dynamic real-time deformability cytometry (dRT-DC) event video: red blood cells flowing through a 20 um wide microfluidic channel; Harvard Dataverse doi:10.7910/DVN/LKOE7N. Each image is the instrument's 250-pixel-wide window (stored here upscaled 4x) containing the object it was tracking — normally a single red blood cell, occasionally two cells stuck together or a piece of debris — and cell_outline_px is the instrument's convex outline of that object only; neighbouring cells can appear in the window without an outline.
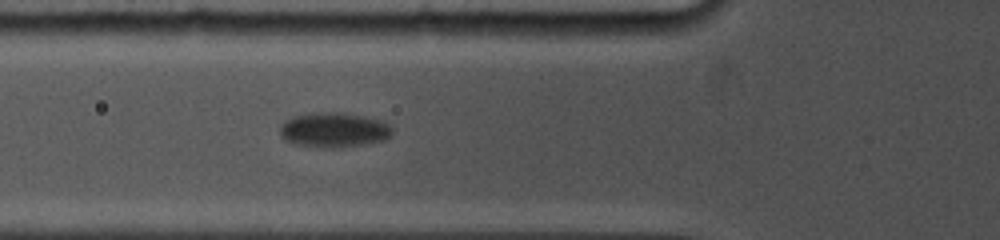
{"species": "common noctule bat (a hibernating species)", "species_latin": "Nyctalus noctula", "temperature_condition": "cold", "stored_images_in_passage": 32, "camera_frame_rate_fps": 5000, "um_per_image_px": 0.085, "animal": {"sex": "female", "body_mass_g": 19.0, "forearm_length_mm": 53.3}, "frame": {"image": 1, "passage_image": 8, "time_ms": 2.6, "image_size_px": [1000, 240], "cell_outline_px": [[392, 136], [384, 140], [364, 144], [332, 148], [296, 144], [284, 140], [280, 136], [280, 124], [284, 120], [296, 116], [320, 112], [344, 112], [364, 116], [380, 120], [388, 124], [392, 128]], "centroid_in_image_um": [28.38, 11.04], "position_along_channel_um": 97.4, "area_um2": 22.77}}
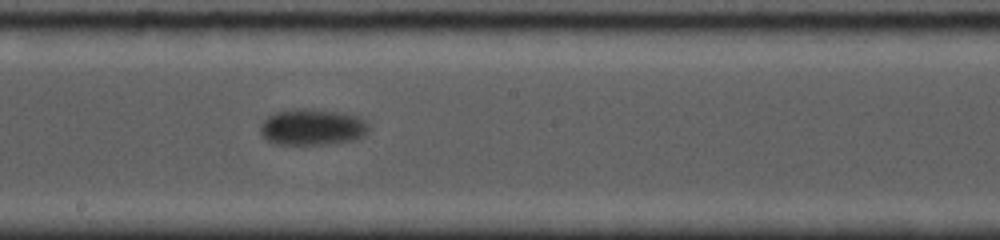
{"frame": {"image": 2, "passage_image": 17, "time_ms": 6.2, "image_size_px": [1000, 240], "cell_outline_px": [[368, 132], [364, 136], [356, 140], [336, 144], [272, 144], [260, 132], [260, 124], [268, 116], [276, 112], [296, 108], [312, 108], [344, 112], [360, 116], [368, 124]], "centroid_in_image_um": [26.59, 10.79], "position_along_channel_um": 221.6, "area_um2": 23.47}}
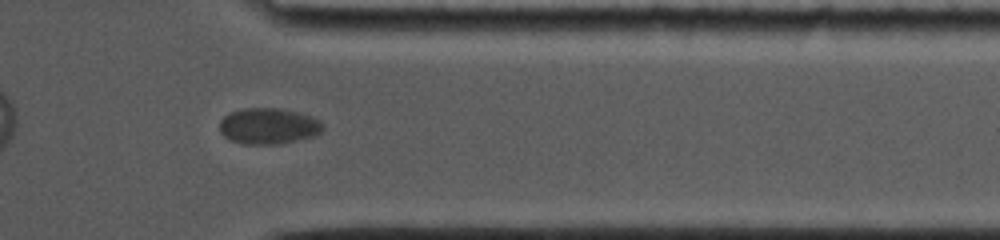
{"frame": {"image": 3, "passage_image": 29, "time_ms": 11.0, "image_size_px": [1000, 240], "cell_outline_px": [[324, 128], [316, 136], [280, 144], [244, 144], [228, 140], [220, 132], [220, 120], [228, 112], [244, 108], [280, 108], [300, 112], [312, 116], [320, 120], [324, 124]], "centroid_in_image_um": [22.84, 10.71], "position_along_channel_um": 388.6, "area_um2": 22.14}}